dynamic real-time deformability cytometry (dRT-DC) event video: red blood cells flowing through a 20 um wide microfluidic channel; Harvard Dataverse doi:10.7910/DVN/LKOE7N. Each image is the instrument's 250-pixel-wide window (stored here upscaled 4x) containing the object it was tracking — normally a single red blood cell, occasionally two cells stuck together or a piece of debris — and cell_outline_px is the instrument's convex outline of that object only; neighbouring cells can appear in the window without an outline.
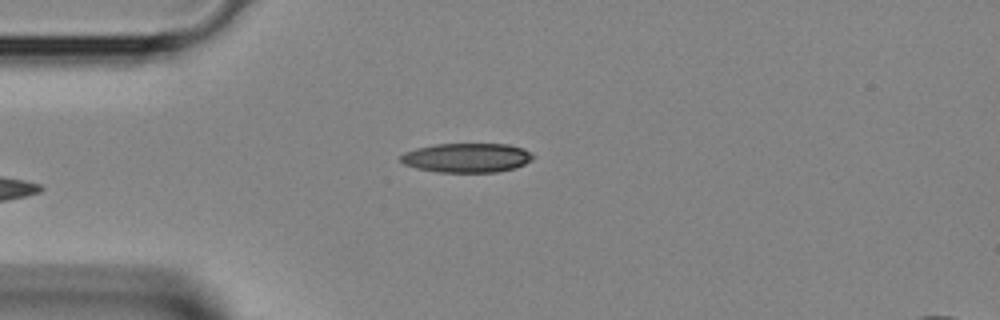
{"species": "Egyptian fruit bat (a non-hibernating species)", "species_latin": "Rousettus aegyptiacus", "temperature_condition": "room temperature", "stored_images_in_passage": 3, "camera_frame_rate_fps": 3000, "um_per_image_px": 0.085, "animal": {"sex": "female"}, "frame": {"image": 1, "passage_image": 3, "time_ms": 0.667, "image_size_px": [1000, 320], "cell_outline_px": [[536, 156], [532, 160], [516, 168], [496, 172], [436, 172], [416, 168], [404, 164], [400, 160], [400, 156], [404, 152], [416, 148], [436, 144], [508, 144], [524, 148]], "centroid_in_image_um": [39.7, 13.41], "position_along_channel_um": 45.3, "area_um2": 22.77}}